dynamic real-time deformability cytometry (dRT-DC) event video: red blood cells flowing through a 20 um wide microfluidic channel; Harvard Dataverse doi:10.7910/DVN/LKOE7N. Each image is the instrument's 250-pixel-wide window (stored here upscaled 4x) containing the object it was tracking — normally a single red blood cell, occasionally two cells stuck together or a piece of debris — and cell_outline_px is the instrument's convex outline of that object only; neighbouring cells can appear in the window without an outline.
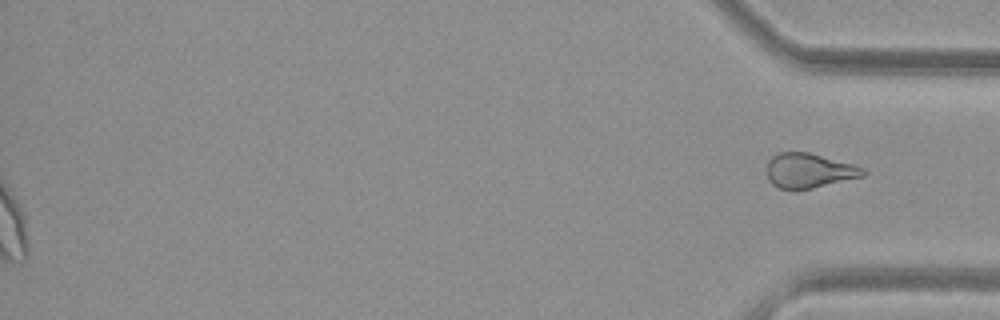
{"species": "common noctule bat (a hibernating species)", "species_latin": "Nyctalus noctula", "temperature_condition": "warm", "stored_images_in_passage": 47, "segment_of_instrument_passage": [2, 2], "camera_frame_rate_fps": 3000, "um_per_image_px": 0.085, "animal": {"sex": "female", "body_mass_g": 29.2, "forearm_length_mm": 56.3}, "frame": {"image": 1, "passage_image": 47, "time_ms": 15.333, "image_size_px": [1000, 320], "cell_outline_px": [[868, 172], [864, 176], [796, 192], [776, 188], [768, 180], [768, 160], [772, 156], [780, 152], [808, 152], [852, 164], [864, 168]], "centroid_in_image_um": [68.75, 14.54], "position_along_channel_um": 366.5, "area_um2": 19.77}}